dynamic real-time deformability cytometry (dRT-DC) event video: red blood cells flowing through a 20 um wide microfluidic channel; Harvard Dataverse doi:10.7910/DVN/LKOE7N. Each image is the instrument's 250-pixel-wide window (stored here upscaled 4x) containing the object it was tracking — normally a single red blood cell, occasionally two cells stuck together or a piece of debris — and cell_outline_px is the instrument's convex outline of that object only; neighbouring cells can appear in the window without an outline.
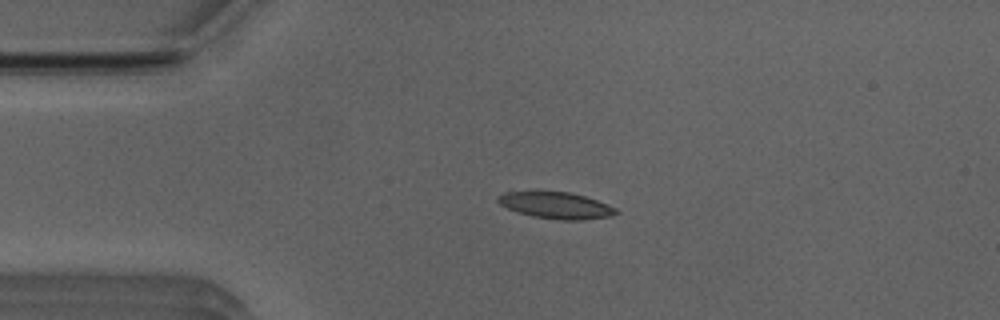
{"species": "Egyptian fruit bat (a non-hibernating species)", "species_latin": "Rousettus aegyptiacus", "temperature_condition": "room temperature", "stored_images_in_passage": 5, "camera_frame_rate_fps": 3000, "um_per_image_px": 0.085, "animal": {"sex": "male"}, "frame": {"image": 1, "passage_image": 1, "time_ms": 0.0, "image_size_px": [1000, 320], "cell_outline_px": [[620, 212], [612, 216], [584, 220], [560, 220], [532, 216], [508, 208], [500, 204], [496, 200], [496, 196], [504, 192], [568, 192], [584, 196], [608, 204], [616, 208]], "centroid_in_image_um": [47.29, 17.46], "position_along_channel_um": 37.7, "area_um2": 18.15}}